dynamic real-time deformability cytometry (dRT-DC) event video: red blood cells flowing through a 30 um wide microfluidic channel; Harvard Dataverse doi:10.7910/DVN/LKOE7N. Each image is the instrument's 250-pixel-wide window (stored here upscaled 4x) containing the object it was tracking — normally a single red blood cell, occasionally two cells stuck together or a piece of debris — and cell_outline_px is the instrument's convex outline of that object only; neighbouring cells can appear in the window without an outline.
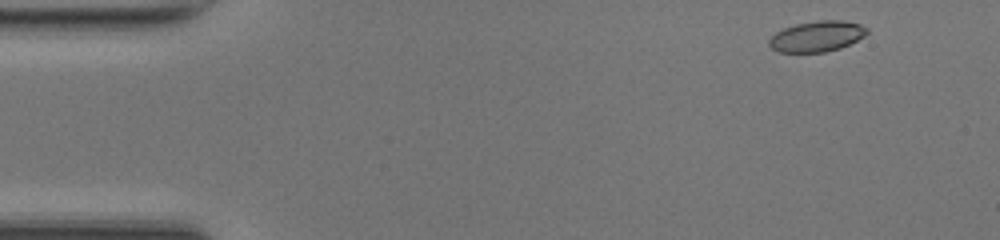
{"species": "common noctule bat (a hibernating species)", "species_latin": "Nyctalus noctula", "temperature_condition": "room temperature", "stored_images_in_passage": 47, "camera_frame_rate_fps": 3000, "um_per_image_px": 0.085, "animal": {"sex": "female", "body_mass_g": 17.0, "forearm_length_mm": 48.0}, "frame": {"image": 1, "passage_image": 2, "time_ms": 0.333, "image_size_px": [1000, 240], "cell_outline_px": [[868, 32], [864, 36], [840, 48], [824, 52], [780, 52], [772, 48], [768, 44], [768, 40], [776, 32], [784, 28], [796, 24], [820, 20], [840, 20], [860, 24], [868, 28]], "centroid_in_image_um": [69.43, 3.08], "position_along_channel_um": 15.6, "area_um2": 17.34}}
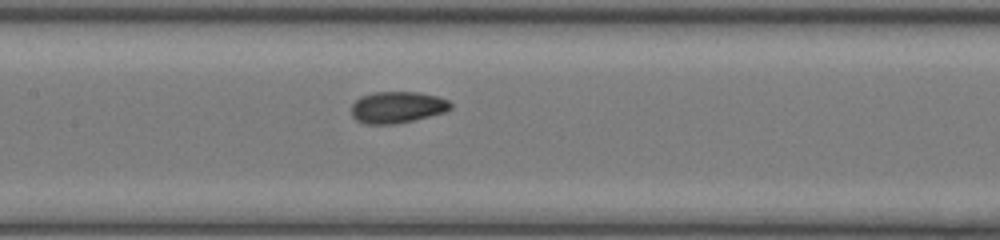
{"frame": {"image": 2, "passage_image": 21, "time_ms": 6.667, "image_size_px": [1000, 240], "cell_outline_px": [[452, 108], [444, 112], [412, 120], [392, 124], [364, 124], [356, 120], [352, 116], [352, 104], [360, 96], [372, 92], [420, 92], [436, 96], [448, 100], [452, 104]], "centroid_in_image_um": [33.74, 9.11], "position_along_channel_um": 173.7, "area_um2": 18.21}}
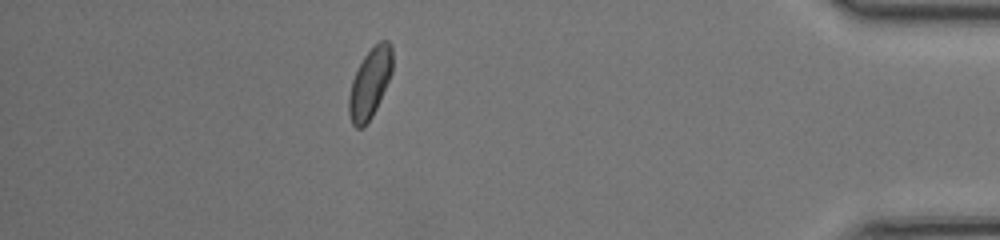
{"frame": {"image": 3, "passage_image": 41, "time_ms": 13.333, "image_size_px": [1000, 240], "cell_outline_px": [[392, 72], [376, 108], [372, 116], [360, 128], [356, 128], [352, 124], [348, 112], [348, 96], [352, 80], [364, 56], [380, 40], [388, 40], [392, 44]], "centroid_in_image_um": [31.44, 7.05], "position_along_channel_um": 403.8, "area_um2": 17.46}, "authors_computed_cell_mechanics": {"area_um2": 17.6868, "velocity_mm_per_s": 4.2235, "shape_relaxation_time_tau1_ms": 2.8567, "shape_relaxation_time_tau2_ms": 1.6874, "deformation_change_tau1": 0.0868, "deformation_change_tau2": 0.0537}}